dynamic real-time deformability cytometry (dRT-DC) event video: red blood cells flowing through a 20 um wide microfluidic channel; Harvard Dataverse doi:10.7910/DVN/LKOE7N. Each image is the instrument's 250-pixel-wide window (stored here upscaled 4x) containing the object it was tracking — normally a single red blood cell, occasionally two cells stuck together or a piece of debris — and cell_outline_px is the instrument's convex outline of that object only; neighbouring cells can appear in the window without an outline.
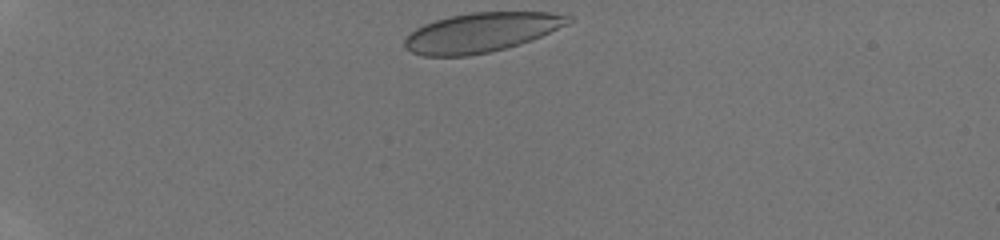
{"species": "human", "species_latin": "Homo sapiens", "temperature_condition": "room temperature", "stored_images_in_passage": 32, "camera_frame_rate_fps": 3000, "um_per_image_px": 0.085, "donor": {"sex": "male"}, "frame": {"image": 1, "passage_image": 1, "time_ms": 0.0, "image_size_px": [1000, 240], "cell_outline_px": [[572, 20], [568, 24], [532, 40], [520, 44], [488, 52], [468, 56], [424, 56], [412, 52], [404, 44], [404, 40], [416, 28], [424, 24], [436, 20], [452, 16], [472, 12], [548, 12], [572, 16]], "centroid_in_image_um": [40.93, 2.75], "position_along_channel_um": 44.1, "area_um2": 37.28}}
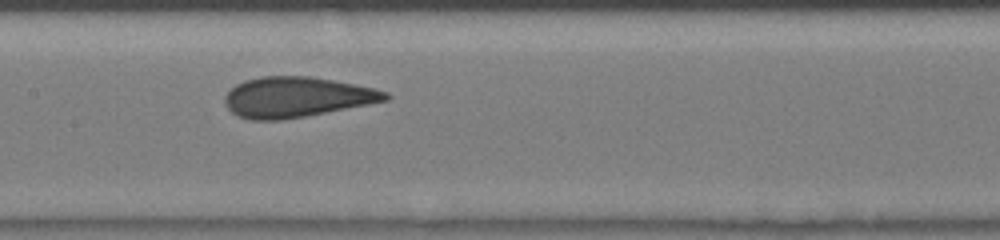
{"frame": {"image": 2, "passage_image": 14, "time_ms": 4.333, "image_size_px": [1000, 240], "cell_outline_px": [[392, 96], [388, 100], [368, 104], [304, 116], [280, 120], [252, 120], [236, 116], [224, 104], [224, 96], [236, 84], [244, 80], [260, 76], [308, 76], [332, 80], [376, 88], [388, 92]], "centroid_in_image_um": [25.19, 8.25], "position_along_channel_um": 182.2, "area_um2": 37.69}}
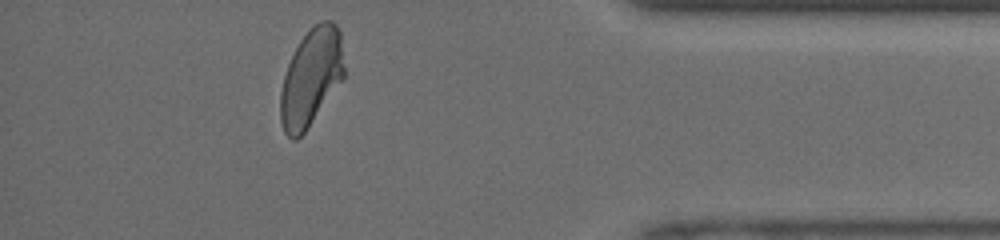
{"frame": {"image": 3, "passage_image": 30, "time_ms": 9.667, "image_size_px": [1000, 240], "cell_outline_px": [[344, 80], [304, 132], [296, 140], [292, 140], [284, 132], [280, 120], [280, 92], [284, 76], [288, 64], [300, 40], [316, 24], [324, 20], [332, 20], [336, 24], [340, 32], [344, 68]], "centroid_in_image_um": [26.45, 6.61], "position_along_channel_um": 408.7, "area_um2": 36.07}}